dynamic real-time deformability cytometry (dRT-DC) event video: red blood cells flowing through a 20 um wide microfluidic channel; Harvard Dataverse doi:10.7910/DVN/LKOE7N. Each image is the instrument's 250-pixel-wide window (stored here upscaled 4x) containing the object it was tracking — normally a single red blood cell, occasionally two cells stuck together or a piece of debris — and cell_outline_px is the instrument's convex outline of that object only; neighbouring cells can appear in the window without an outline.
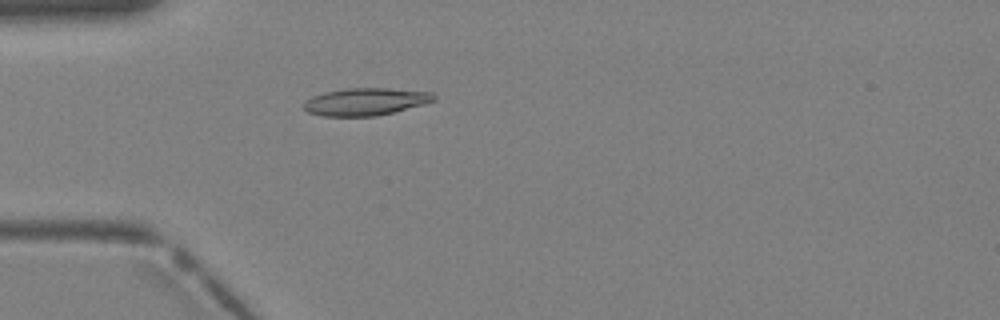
{"species": "Egyptian fruit bat (a non-hibernating species)", "species_latin": "Rousettus aegyptiacus", "temperature_condition": "warm", "stored_images_in_passage": 4, "camera_frame_rate_fps": 3000, "um_per_image_px": 0.085, "animal": {"sex": "female"}, "frame": {"image": 1, "passage_image": 4, "time_ms": 1.0, "image_size_px": [1000, 320], "cell_outline_px": [[436, 100], [424, 104], [376, 116], [324, 116], [308, 112], [304, 108], [304, 100], [312, 96], [324, 92], [344, 88], [388, 88], [432, 92], [436, 96]], "centroid_in_image_um": [31.06, 8.63], "position_along_channel_um": 53.9, "area_um2": 20.81}}